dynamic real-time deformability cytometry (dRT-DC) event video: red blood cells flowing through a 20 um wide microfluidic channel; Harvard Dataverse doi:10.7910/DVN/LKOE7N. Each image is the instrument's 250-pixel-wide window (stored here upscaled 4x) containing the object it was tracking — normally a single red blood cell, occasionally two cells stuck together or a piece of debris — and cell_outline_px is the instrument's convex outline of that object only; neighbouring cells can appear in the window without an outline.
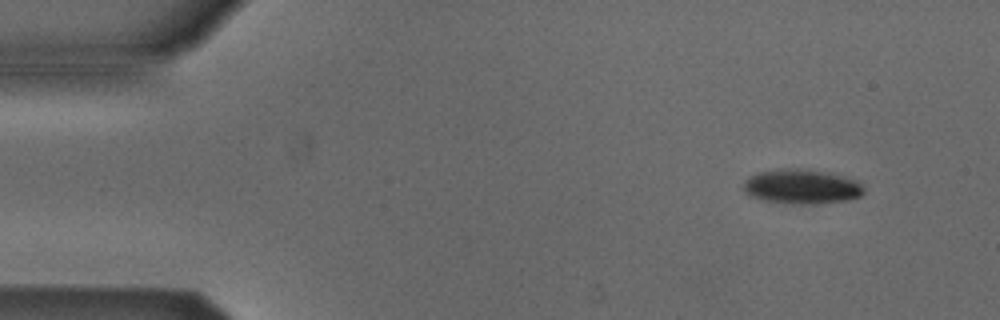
{"species": "Egyptian fruit bat (a non-hibernating species)", "species_latin": "Rousettus aegyptiacus", "temperature_condition": "cold", "stored_images_in_passage": 4, "camera_frame_rate_fps": 3000, "um_per_image_px": 0.085, "animal": {"sex": "male"}, "frame": {"image": 1, "passage_image": 2, "time_ms": 1.333, "image_size_px": [1000, 320], "cell_outline_px": [[864, 192], [860, 196], [848, 200], [816, 204], [800, 204], [764, 200], [752, 196], [744, 192], [744, 180], [748, 176], [756, 172], [788, 168], [796, 168], [828, 172], [856, 180], [864, 188]], "centroid_in_image_um": [68.13, 15.85], "position_along_channel_um": 16.9, "area_um2": 24.22}}
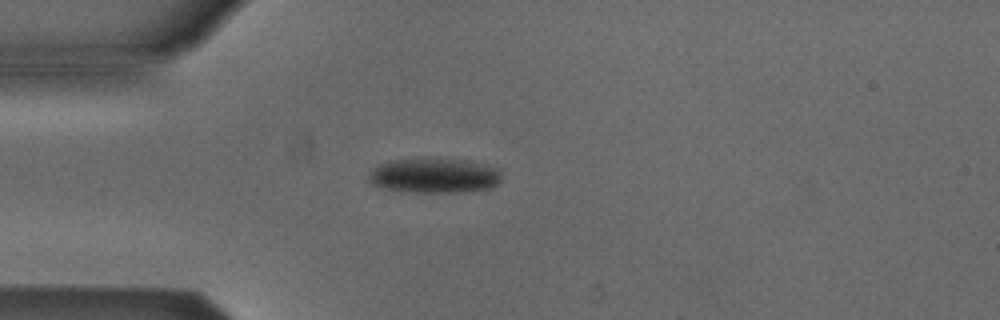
{"frame": {"image": 2, "passage_image": 4, "time_ms": 4.333, "image_size_px": [1000, 320], "cell_outline_px": [[500, 180], [496, 184], [488, 188], [456, 192], [412, 192], [384, 188], [372, 184], [368, 180], [368, 176], [380, 164], [388, 160], [428, 156], [468, 160], [500, 168]], "centroid_in_image_um": [36.91, 14.88], "position_along_channel_um": 48.1, "area_um2": 27.46}}